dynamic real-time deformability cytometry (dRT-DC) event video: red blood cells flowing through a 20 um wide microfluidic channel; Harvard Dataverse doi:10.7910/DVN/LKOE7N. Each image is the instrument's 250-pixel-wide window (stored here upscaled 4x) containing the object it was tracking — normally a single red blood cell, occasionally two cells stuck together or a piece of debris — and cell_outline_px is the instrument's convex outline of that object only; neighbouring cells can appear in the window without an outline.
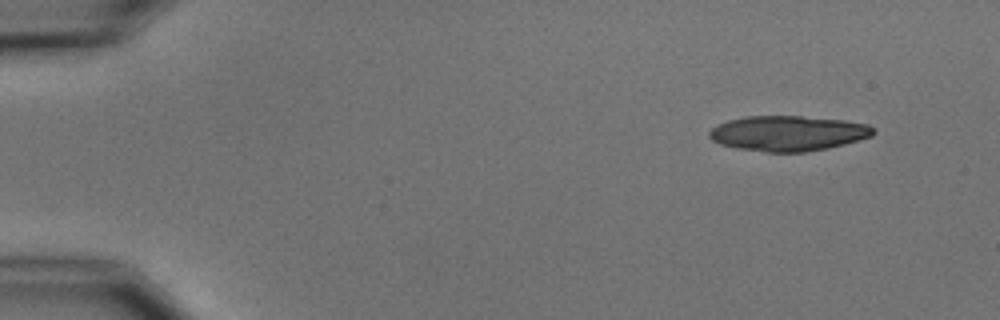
{"species": "common noctule bat (a hibernating species)", "species_latin": "Nyctalus noctula", "temperature_condition": "cold", "stored_images_in_passage": 6, "camera_frame_rate_fps": 3000, "um_per_image_px": 0.085, "animal": {"sex": "male", "body_mass_g": 15.6}, "frame": {"image": 1, "passage_image": 1, "time_ms": 0.0, "image_size_px": [1000, 320], "cell_outline_px": [[876, 132], [872, 136], [844, 144], [828, 148], [804, 152], [764, 152], [736, 148], [720, 144], [712, 140], [708, 136], [708, 132], [716, 124], [728, 120], [744, 116], [800, 116], [844, 120], [868, 124], [876, 128]], "centroid_in_image_um": [66.97, 11.33], "position_along_channel_um": 18.0, "area_um2": 33.93}}
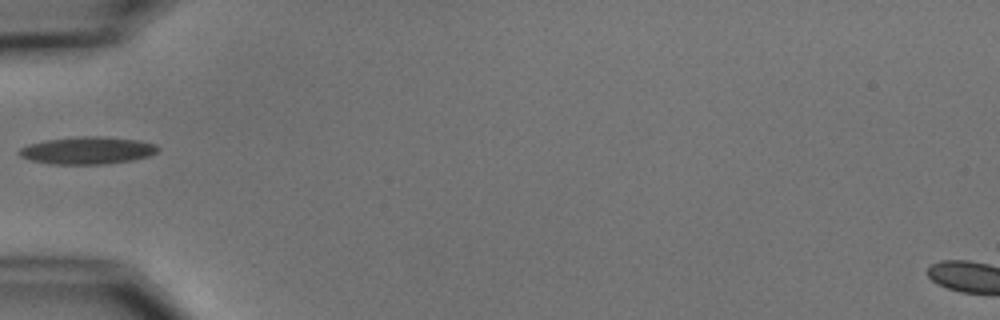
{"frame": {"image": 2, "passage_image": 5, "time_ms": 4.667, "image_size_px": [1000, 320], "cell_outline_px": [[160, 148], [156, 152], [148, 156], [132, 160], [108, 164], [52, 164], [28, 160], [20, 156], [16, 152], [20, 148], [28, 144], [44, 140], [80, 136], [100, 136], [136, 140], [156, 144]], "centroid_in_image_um": [7.38, 12.79], "position_along_channel_um": 77.6, "area_um2": 22.25}}